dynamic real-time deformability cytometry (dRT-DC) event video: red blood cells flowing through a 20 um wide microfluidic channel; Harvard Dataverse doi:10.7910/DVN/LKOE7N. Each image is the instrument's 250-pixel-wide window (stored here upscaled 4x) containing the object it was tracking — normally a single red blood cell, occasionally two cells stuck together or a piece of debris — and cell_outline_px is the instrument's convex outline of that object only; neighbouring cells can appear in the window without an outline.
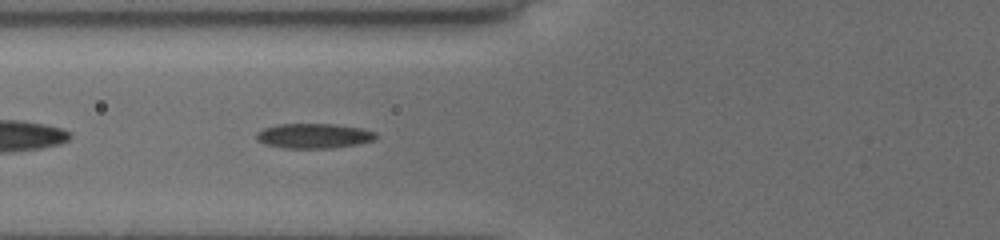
{"species": "common noctule bat (a hibernating species)", "species_latin": "Nyctalus noctula", "temperature_condition": "cold", "stored_images_in_passage": 35, "camera_frame_rate_fps": 3000, "um_per_image_px": 0.085, "animal": {"sex": "female", "body_mass_g": 19.5, "forearm_length_mm": 54.1}, "frame": {"image": 1, "passage_image": 4, "time_ms": 1.0, "image_size_px": [1000, 240], "cell_outline_px": [[376, 136], [372, 140], [356, 144], [332, 148], [284, 148], [264, 144], [256, 140], [256, 132], [264, 128], [276, 124], [332, 124], [364, 128], [376, 132]], "centroid_in_image_um": [26.63, 11.54], "position_along_channel_um": 99.2, "area_um2": 17.34}}
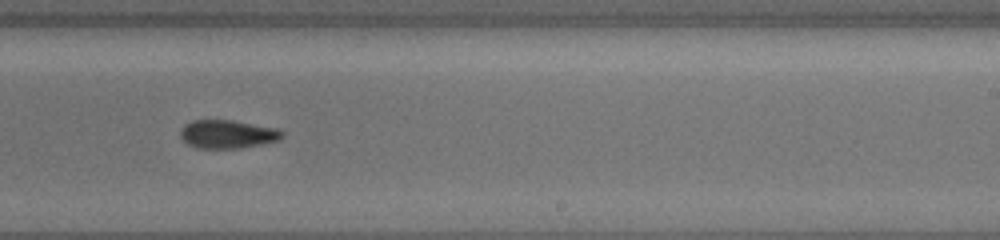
{"frame": {"image": 2, "passage_image": 17, "time_ms": 5.333, "image_size_px": [1000, 240], "cell_outline_px": [[284, 136], [276, 140], [260, 144], [240, 148], [196, 148], [188, 144], [180, 136], [180, 128], [184, 124], [192, 120], [232, 120], [276, 128], [284, 132]], "centroid_in_image_um": [19.3, 11.39], "position_along_channel_um": 269.7, "area_um2": 16.76}}
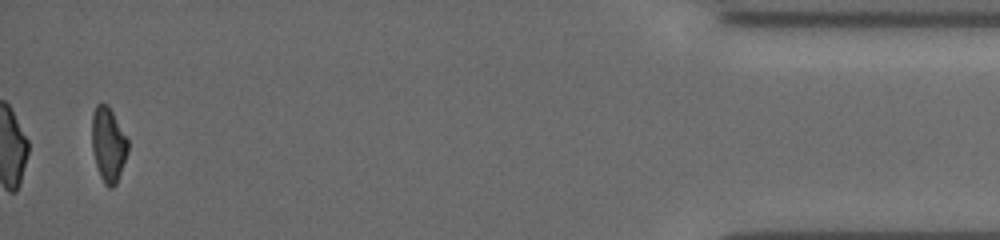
{"frame": {"image": 3, "passage_image": 34, "time_ms": 11.0, "image_size_px": [1000, 240], "cell_outline_px": [[128, 152], [116, 184], [112, 188], [108, 188], [104, 184], [100, 176], [92, 152], [92, 116], [96, 104], [108, 104], [128, 140]], "centroid_in_image_um": [9.2, 12.3], "position_along_channel_um": 426.0, "area_um2": 15.61}, "authors_computed_cell_mechanics": {"area_um2": 16.762, "velocity_mm_per_s": 3.9478, "shape_relaxation_time_tau1_ms": 5.362, "shape_relaxation_time_tau2_ms": 4.3118, "deformation_change_tau1": 0.1476, "deformation_change_tau2": 0.1091}}